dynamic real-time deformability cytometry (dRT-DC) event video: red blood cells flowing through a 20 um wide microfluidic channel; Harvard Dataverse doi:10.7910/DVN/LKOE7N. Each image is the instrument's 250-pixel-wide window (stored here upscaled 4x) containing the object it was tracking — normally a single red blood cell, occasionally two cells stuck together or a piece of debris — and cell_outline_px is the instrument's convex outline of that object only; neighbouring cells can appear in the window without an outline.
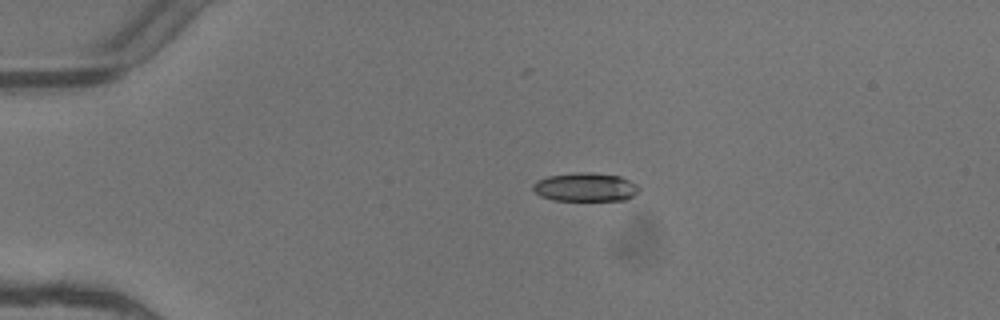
{"species": "common noctule bat (a hibernating species)", "species_latin": "Nyctalus noctula", "temperature_condition": "warm", "stored_images_in_passage": 3, "camera_frame_rate_fps": 3000, "um_per_image_px": 0.085, "animal": {"sex": "female"}, "frame": {"image": 1, "passage_image": 3, "time_ms": 0.667, "image_size_px": [1000, 320], "cell_outline_px": [[640, 188], [632, 196], [624, 200], [552, 200], [540, 196], [532, 188], [532, 184], [536, 180], [548, 176], [576, 172], [592, 172], [620, 176], [636, 184]], "centroid_in_image_um": [49.72, 15.89], "position_along_channel_um": 35.3, "area_um2": 17.69}}